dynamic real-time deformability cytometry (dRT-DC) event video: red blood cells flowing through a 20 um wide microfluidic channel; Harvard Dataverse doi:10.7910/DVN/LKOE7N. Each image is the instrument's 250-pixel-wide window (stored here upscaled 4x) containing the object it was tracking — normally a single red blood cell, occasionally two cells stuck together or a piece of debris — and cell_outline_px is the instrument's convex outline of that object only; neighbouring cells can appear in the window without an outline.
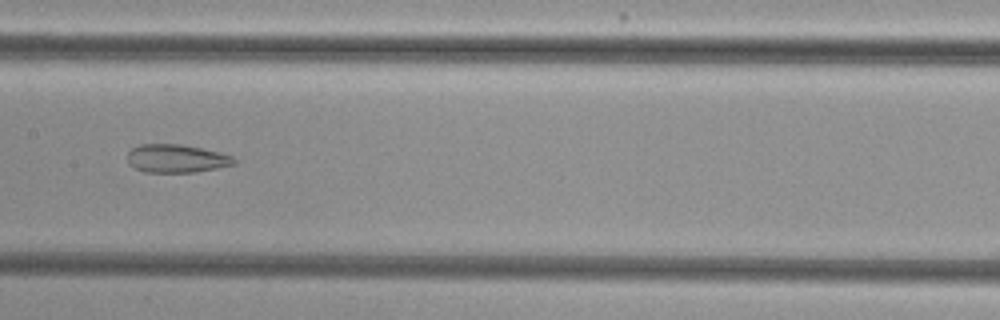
{"species": "common noctule bat (a hibernating species)", "species_latin": "Nyctalus noctula", "temperature_condition": "cold", "stored_images_in_passage": 7, "camera_frame_rate_fps": 3000, "um_per_image_px": 0.085, "animal": {"sex": "female", "body_mass_g": 29.2, "forearm_length_mm": 56.3}, "frame": {"image": 1, "passage_image": 7, "time_ms": 8.0, "image_size_px": [1000, 320], "cell_outline_px": [[236, 164], [216, 168], [192, 172], [144, 172], [132, 168], [128, 164], [128, 152], [132, 148], [140, 144], [180, 144], [220, 152], [232, 156], [236, 160]], "centroid_in_image_um": [14.96, 13.47], "position_along_channel_um": 192.4, "area_um2": 17.57}}